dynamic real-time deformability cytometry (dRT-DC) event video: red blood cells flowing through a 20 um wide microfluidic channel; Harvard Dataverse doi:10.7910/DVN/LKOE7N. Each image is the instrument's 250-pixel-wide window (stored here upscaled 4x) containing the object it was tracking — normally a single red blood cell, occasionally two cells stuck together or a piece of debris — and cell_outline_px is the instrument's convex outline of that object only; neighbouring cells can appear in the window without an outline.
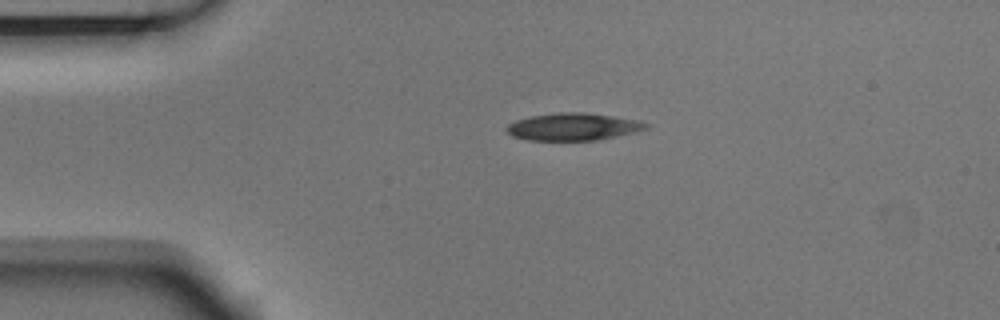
{"species": "Egyptian fruit bat (a non-hibernating species)", "species_latin": "Rousettus aegyptiacus", "temperature_condition": "room temperature", "stored_images_in_passage": 43, "camera_frame_rate_fps": 3000, "um_per_image_px": 0.085, "animal": {"sex": "male"}, "frame": {"image": 1, "passage_image": 1, "time_ms": 0.0, "image_size_px": [1000, 320], "cell_outline_px": [[648, 128], [636, 132], [596, 140], [528, 140], [512, 136], [504, 128], [508, 124], [516, 120], [532, 116], [560, 112], [584, 112], [640, 120], [648, 124]], "centroid_in_image_um": [48.72, 10.77], "position_along_channel_um": 36.3, "area_um2": 22.14}}
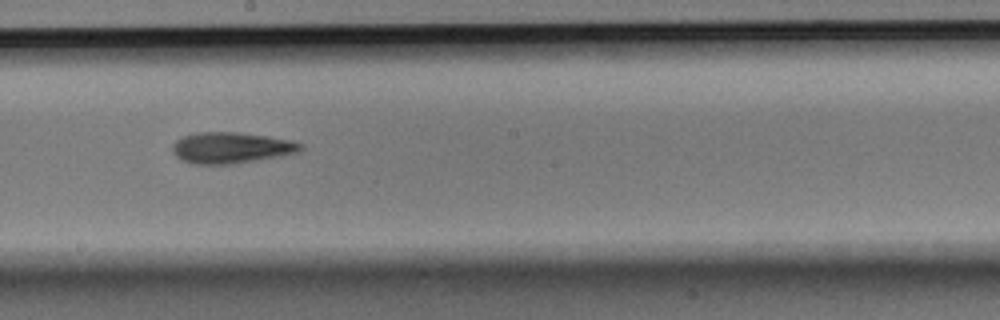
{"frame": {"image": 2, "passage_image": 19, "time_ms": 6.0, "image_size_px": [1000, 320], "cell_outline_px": [[304, 148], [296, 152], [276, 156], [232, 164], [192, 164], [180, 160], [172, 152], [172, 144], [176, 140], [184, 136], [196, 132], [240, 132], [268, 136], [292, 140], [304, 144]], "centroid_in_image_um": [19.61, 12.55], "position_along_channel_um": 228.6, "area_um2": 23.24}}
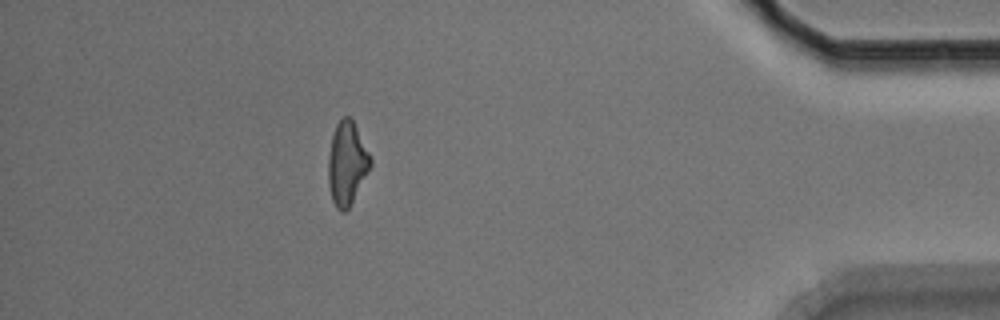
{"frame": {"image": 3, "passage_image": 37, "time_ms": 12.0, "image_size_px": [1000, 320], "cell_outline_px": [[372, 164], [348, 208], [344, 212], [340, 212], [336, 208], [332, 200], [328, 184], [328, 156], [332, 136], [336, 124], [344, 116], [348, 116], [352, 120], [372, 156]], "centroid_in_image_um": [29.48, 13.88], "position_along_channel_um": 405.7, "area_um2": 20.35}, "authors_computed_cell_mechanics": {"area_um2": 22.1374, "velocity_mm_per_s": 3.7457, "shape_relaxation_time_tau1_ms": 3.8465, "shape_relaxation_time_tau2_ms": 10.4937, "deformation_change_tau1": 0.1526, "deformation_change_tau2": 0.2636}}